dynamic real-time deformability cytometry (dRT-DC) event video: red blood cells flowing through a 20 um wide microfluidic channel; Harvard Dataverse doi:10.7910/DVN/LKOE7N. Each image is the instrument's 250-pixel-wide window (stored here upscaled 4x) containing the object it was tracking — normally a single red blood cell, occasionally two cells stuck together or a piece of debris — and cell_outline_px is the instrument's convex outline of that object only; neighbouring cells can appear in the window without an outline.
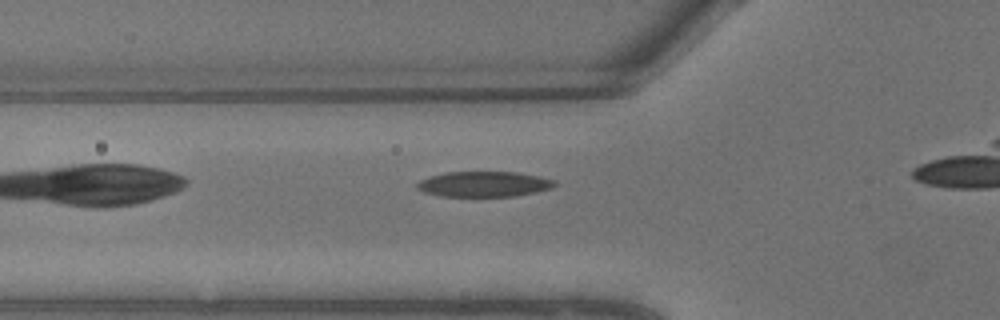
{"species": "common noctule bat (a hibernating species)", "species_latin": "Nyctalus noctula", "temperature_condition": "warm", "stored_images_in_passage": 3, "camera_frame_rate_fps": 3000, "um_per_image_px": 0.085, "animal": {"sex": "male", "body_mass_g": 13.3}, "frame": {"image": 1, "passage_image": 3, "time_ms": 0.667, "image_size_px": [1000, 320], "cell_outline_px": [[556, 184], [552, 188], [536, 192], [512, 196], [440, 196], [424, 192], [416, 188], [416, 184], [420, 180], [444, 172], [516, 172], [540, 176], [556, 180]], "centroid_in_image_um": [41.15, 15.64], "position_along_channel_um": 84.7, "area_um2": 20.35}}